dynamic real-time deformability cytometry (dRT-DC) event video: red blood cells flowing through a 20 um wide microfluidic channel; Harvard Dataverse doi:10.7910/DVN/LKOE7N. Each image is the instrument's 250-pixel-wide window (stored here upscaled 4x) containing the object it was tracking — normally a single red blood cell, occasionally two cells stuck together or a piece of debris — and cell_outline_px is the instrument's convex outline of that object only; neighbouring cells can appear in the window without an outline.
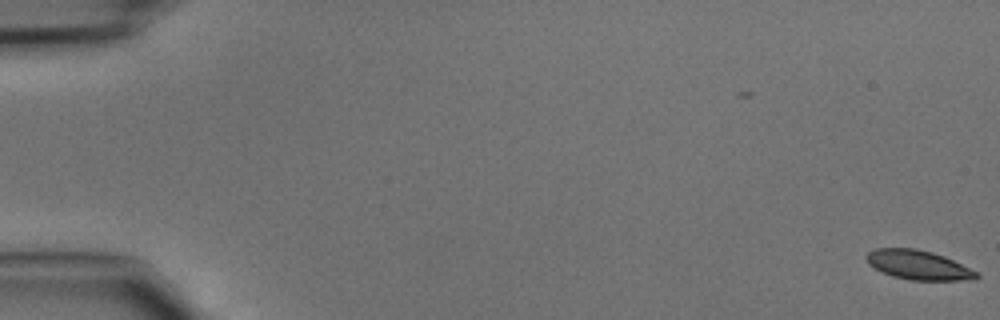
{"species": "common noctule bat (a hibernating species)", "species_latin": "Nyctalus noctula", "temperature_condition": "cold", "stored_images_in_passage": 7, "camera_frame_rate_fps": 3000, "um_per_image_px": 0.085, "animal": {"sex": "male", "body_mass_g": 15.6}, "frame": {"image": 1, "passage_image": 1, "time_ms": 0.0, "image_size_px": [1000, 320], "cell_outline_px": [[980, 276], [976, 280], [912, 280], [892, 276], [868, 264], [864, 256], [868, 252], [876, 248], [916, 248], [932, 252], [944, 256], [980, 272]], "centroid_in_image_um": [78.1, 22.52], "position_along_channel_um": 6.9, "area_um2": 18.96}}